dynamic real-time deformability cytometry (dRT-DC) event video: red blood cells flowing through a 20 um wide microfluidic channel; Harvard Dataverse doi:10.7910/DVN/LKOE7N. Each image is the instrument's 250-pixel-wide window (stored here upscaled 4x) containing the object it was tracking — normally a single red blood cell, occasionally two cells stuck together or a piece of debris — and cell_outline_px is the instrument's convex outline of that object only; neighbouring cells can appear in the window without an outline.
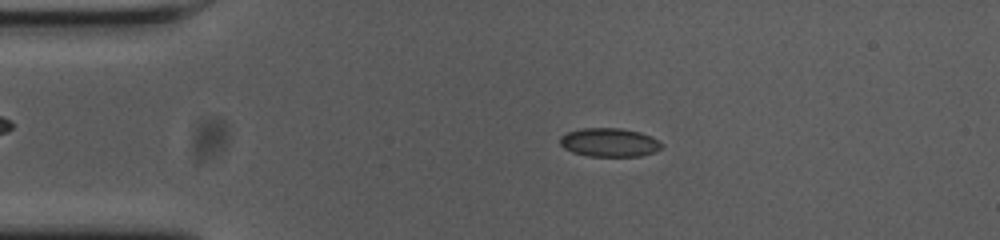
{"species": "common noctule bat (a hibernating species)", "species_latin": "Nyctalus noctula", "temperature_condition": "cold", "stored_images_in_passage": 54, "camera_frame_rate_fps": 3000, "um_per_image_px": 0.085, "animal": {"sex": "female", "body_mass_g": 23.0, "forearm_length_mm": 53.4}, "frame": {"image": 1, "passage_image": 10, "time_ms": 3.0, "image_size_px": [1000, 240], "cell_outline_px": [[664, 144], [660, 148], [652, 152], [640, 156], [588, 156], [572, 152], [564, 148], [560, 144], [560, 136], [568, 132], [584, 128], [620, 128], [640, 132], [652, 136]], "centroid_in_image_um": [51.79, 12.1], "position_along_channel_um": 33.2, "area_um2": 16.94}}
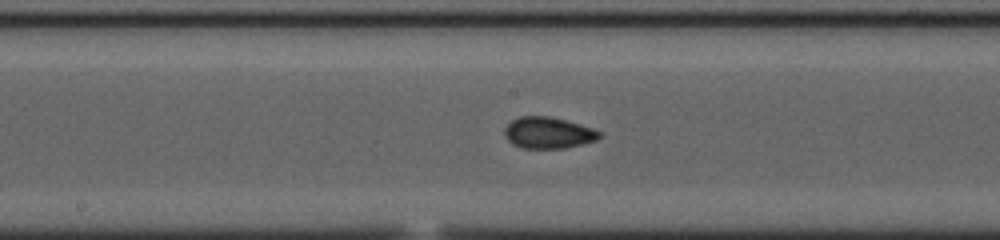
{"frame": {"image": 2, "passage_image": 27, "time_ms": 8.667, "image_size_px": [1000, 240], "cell_outline_px": [[600, 136], [596, 140], [568, 148], [524, 148], [512, 144], [504, 136], [504, 128], [512, 120], [520, 116], [548, 116], [580, 124], [592, 128], [600, 132]], "centroid_in_image_um": [46.57, 11.29], "position_along_channel_um": 201.6, "area_um2": 17.28}}
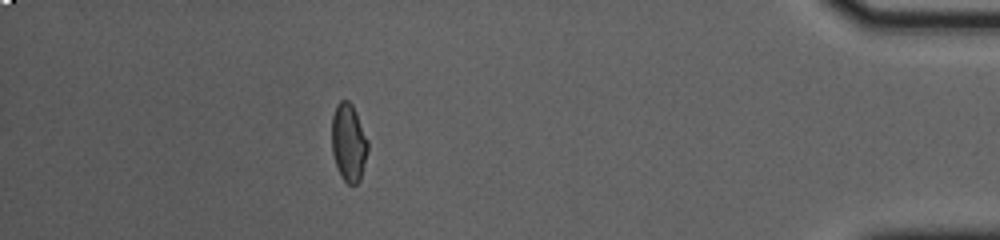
{"frame": {"image": 3, "passage_image": 48, "time_ms": 15.667, "image_size_px": [1000, 240], "cell_outline_px": [[368, 148], [360, 180], [356, 184], [348, 184], [344, 180], [336, 164], [332, 152], [332, 116], [336, 104], [340, 100], [348, 100], [352, 104], [356, 112], [368, 140]], "centroid_in_image_um": [29.63, 12.08], "position_along_channel_um": 405.6, "area_um2": 16.24}, "authors_computed_cell_mechanics": {"area_um2": 16.7042, "velocity_mm_per_s": 3.6724, "shape_relaxation_time_tau1_ms": null, "shape_relaxation_time_tau2_ms": 1.6981, "deformation_change_tau1": null, "deformation_change_tau2": 0.0565}}